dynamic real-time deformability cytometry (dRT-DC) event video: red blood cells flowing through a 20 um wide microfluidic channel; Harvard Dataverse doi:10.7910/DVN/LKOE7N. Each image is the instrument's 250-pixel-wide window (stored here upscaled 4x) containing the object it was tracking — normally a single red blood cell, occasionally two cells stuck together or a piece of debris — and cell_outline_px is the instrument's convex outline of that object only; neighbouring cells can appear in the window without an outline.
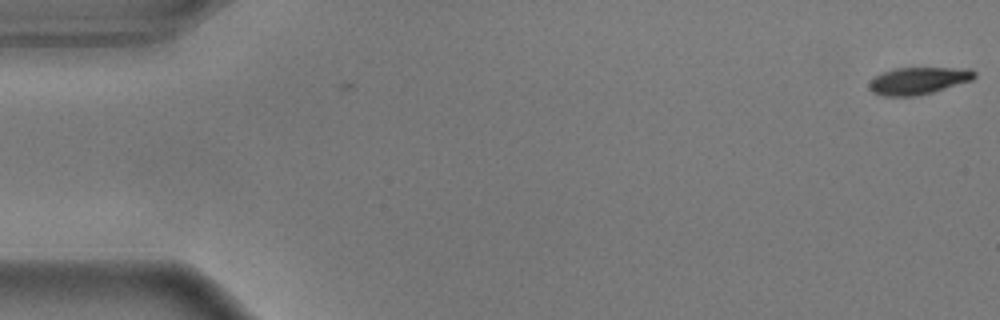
{"species": "common noctule bat (a hibernating species)", "species_latin": "Nyctalus noctula", "temperature_condition": "warm", "stored_images_in_passage": 5, "camera_frame_rate_fps": 3000, "um_per_image_px": 0.085, "animal": {"sex": "male", "body_mass_g": 17.9}, "frame": {"image": 1, "passage_image": 5, "time_ms": 1.333, "image_size_px": [1000, 320], "cell_outline_px": [[976, 76], [972, 80], [932, 92], [916, 96], [884, 96], [872, 92], [868, 88], [868, 84], [876, 76], [884, 72], [896, 68], [968, 68], [976, 72]], "centroid_in_image_um": [78.06, 6.86], "position_along_channel_um": 6.9, "area_um2": 16.53}}